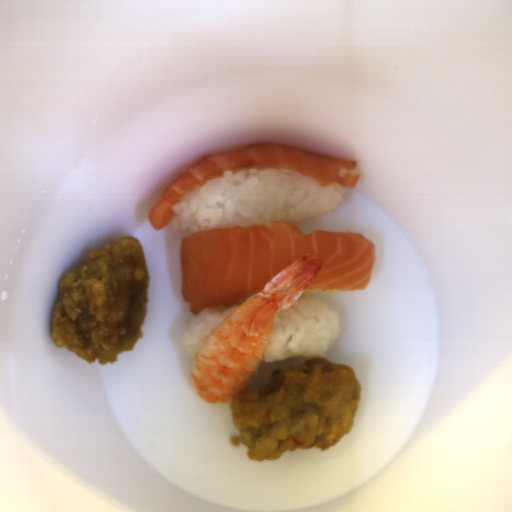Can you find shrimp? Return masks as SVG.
<instances>
[{
	"label": "shrimp",
	"mask_w": 512,
	"mask_h": 512,
	"mask_svg": "<svg viewBox=\"0 0 512 512\" xmlns=\"http://www.w3.org/2000/svg\"><path fill=\"white\" fill-rule=\"evenodd\" d=\"M322 264L313 252L294 261L201 339L189 371V382L201 399L231 405L232 399L249 391L276 312L296 303Z\"/></svg>",
	"instance_id": "a79e029a"
}]
</instances>
